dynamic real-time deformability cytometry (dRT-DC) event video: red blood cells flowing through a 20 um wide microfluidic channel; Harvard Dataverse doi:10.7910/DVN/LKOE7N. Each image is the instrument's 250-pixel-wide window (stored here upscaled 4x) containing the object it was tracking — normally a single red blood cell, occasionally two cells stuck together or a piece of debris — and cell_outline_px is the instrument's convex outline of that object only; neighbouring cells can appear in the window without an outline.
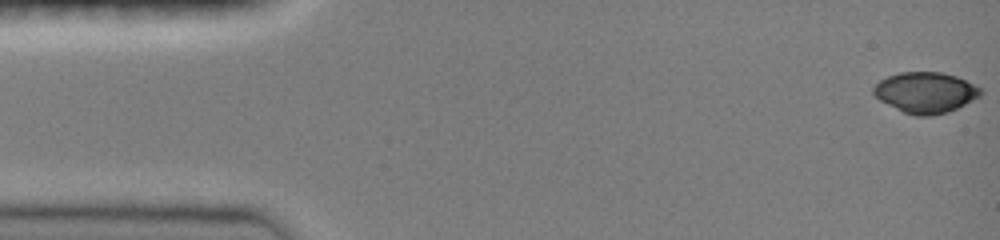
{"species": "common noctule bat (a hibernating species)", "species_latin": "Nyctalus noctula", "temperature_condition": "room temperature", "stored_images_in_passage": 47, "camera_frame_rate_fps": 3000, "um_per_image_px": 0.085, "animal": {"sex": "female", "body_mass_g": 19.0, "forearm_length_mm": 51.5}, "frame": {"image": 1, "passage_image": 1, "time_ms": 0.0, "image_size_px": [1000, 240], "cell_outline_px": [[984, 92], [980, 96], [948, 112], [932, 116], [912, 116], [880, 100], [872, 92], [872, 88], [880, 80], [888, 76], [900, 72], [940, 72], [956, 76], [980, 88]], "centroid_in_image_um": [78.65, 7.86], "position_along_channel_um": 6.3, "area_um2": 25.26}}
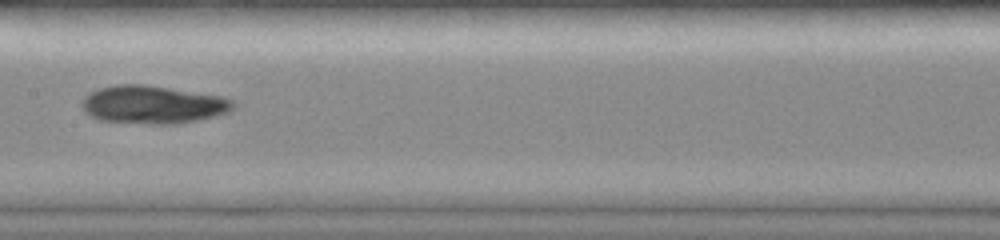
{"frame": {"image": 2, "passage_image": 24, "time_ms": 7.667, "image_size_px": [1000, 240], "cell_outline_px": [[236, 108], [228, 112], [200, 120], [176, 124], [148, 124], [100, 120], [84, 112], [80, 104], [84, 96], [88, 92], [96, 88], [116, 84], [144, 84], [224, 96], [232, 100], [236, 104]], "centroid_in_image_um": [12.99, 8.88], "position_along_channel_um": 194.4, "area_um2": 34.04}}
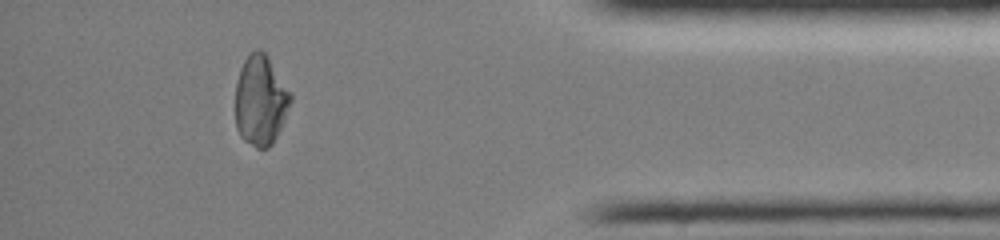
{"frame": {"image": 3, "passage_image": 42, "time_ms": 13.667, "image_size_px": [1000, 240], "cell_outline_px": [[292, 100], [284, 120], [272, 144], [268, 148], [256, 148], [244, 140], [240, 136], [236, 128], [236, 80], [240, 68], [248, 52], [256, 48], [260, 48], [268, 56], [292, 92]], "centroid_in_image_um": [22.15, 8.49], "position_along_channel_um": 413.1, "area_um2": 29.42}}